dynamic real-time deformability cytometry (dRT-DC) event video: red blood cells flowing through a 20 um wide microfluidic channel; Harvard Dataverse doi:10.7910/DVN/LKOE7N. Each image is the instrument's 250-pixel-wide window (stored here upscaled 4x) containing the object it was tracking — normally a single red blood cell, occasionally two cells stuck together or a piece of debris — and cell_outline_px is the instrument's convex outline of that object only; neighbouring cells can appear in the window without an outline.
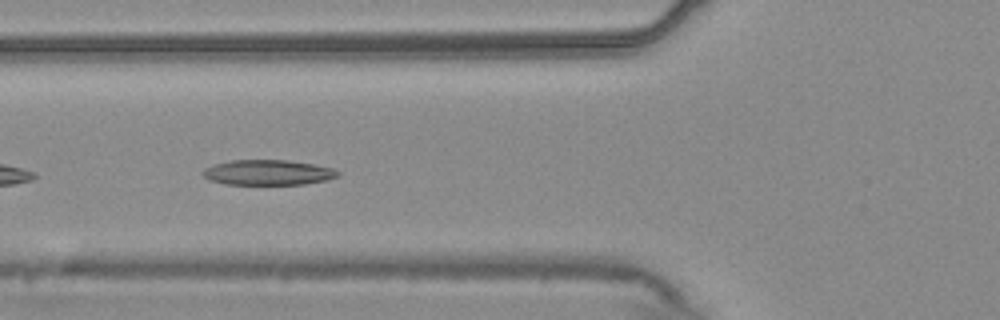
{"species": "common noctule bat (a hibernating species)", "species_latin": "Nyctalus noctula", "temperature_condition": "warm", "stored_images_in_passage": 15, "camera_frame_rate_fps": 3000, "um_per_image_px": 0.085, "animal": {"sex": "male", "body_mass_g": 20.4}, "frame": {"image": 1, "passage_image": 3, "time_ms": 0.667, "image_size_px": [1000, 320], "cell_outline_px": [[340, 176], [328, 180], [304, 184], [224, 184], [208, 180], [200, 172], [204, 168], [212, 164], [232, 160], [288, 160], [336, 168], [340, 172]], "centroid_in_image_um": [22.78, 14.66], "position_along_channel_um": 103.0, "area_um2": 20.11}}
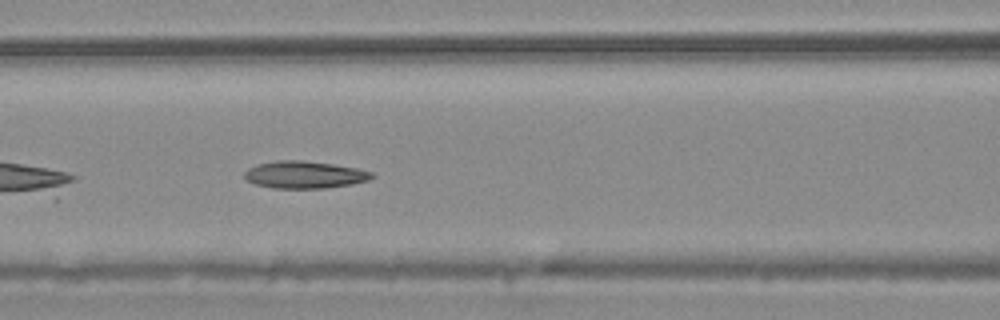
{"frame": {"image": 2, "passage_image": 6, "time_ms": 1.667, "image_size_px": [1000, 320], "cell_outline_px": [[376, 176], [368, 180], [352, 184], [324, 188], [272, 188], [256, 184], [248, 180], [244, 176], [244, 172], [248, 168], [256, 164], [276, 160], [300, 160], [332, 164], [356, 168], [372, 172]], "centroid_in_image_um": [25.87, 14.85], "position_along_channel_um": 140.7, "area_um2": 20.17}}
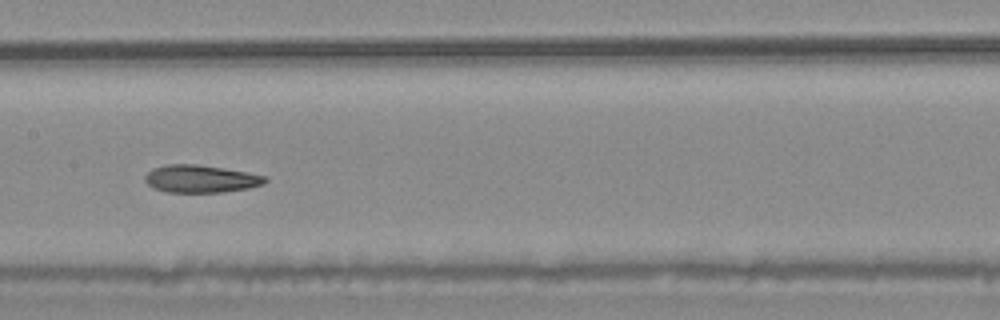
{"frame": {"image": 3, "passage_image": 10, "time_ms": 3.0, "image_size_px": [1000, 320], "cell_outline_px": [[268, 180], [264, 184], [248, 188], [224, 192], [164, 192], [152, 188], [144, 180], [144, 176], [152, 168], [168, 164], [196, 164], [224, 168], [248, 172], [268, 176]], "centroid_in_image_um": [17.06, 15.2], "position_along_channel_um": 190.3, "area_um2": 19.54}}